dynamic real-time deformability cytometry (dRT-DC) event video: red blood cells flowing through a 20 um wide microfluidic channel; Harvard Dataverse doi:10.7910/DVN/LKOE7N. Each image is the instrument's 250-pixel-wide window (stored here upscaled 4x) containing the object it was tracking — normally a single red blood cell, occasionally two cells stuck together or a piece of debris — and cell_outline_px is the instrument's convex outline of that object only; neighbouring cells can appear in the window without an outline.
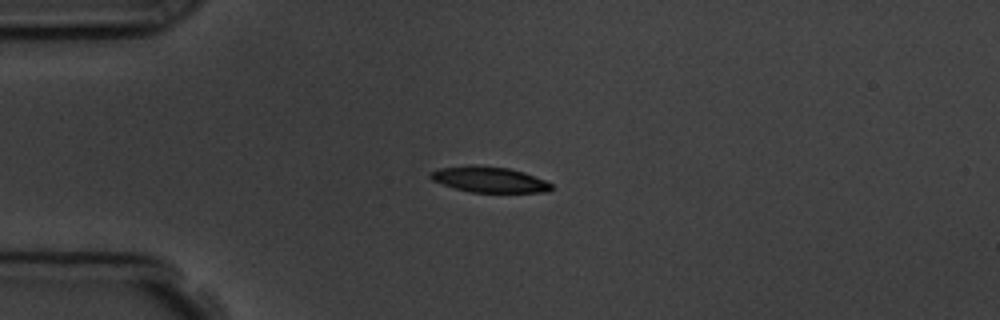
{"species": "common noctule bat (a hibernating species)", "species_latin": "Nyctalus noctula", "temperature_condition": "room temperature", "stored_images_in_passage": 2, "camera_frame_rate_fps": 3000, "um_per_image_px": 0.085, "animal": {"sex": "male", "body_mass_g": 19.5, "forearm_length_mm": 54.6}, "frame": {"image": 1, "passage_image": 1, "time_ms": 0.0, "image_size_px": [1000, 320], "cell_outline_px": [[552, 188], [548, 192], [472, 192], [456, 188], [432, 180], [428, 176], [428, 172], [440, 168], [468, 164], [472, 164], [508, 168], [524, 172], [544, 180], [552, 184]], "centroid_in_image_um": [41.55, 15.24], "position_along_channel_um": 43.4, "area_um2": 18.09}}